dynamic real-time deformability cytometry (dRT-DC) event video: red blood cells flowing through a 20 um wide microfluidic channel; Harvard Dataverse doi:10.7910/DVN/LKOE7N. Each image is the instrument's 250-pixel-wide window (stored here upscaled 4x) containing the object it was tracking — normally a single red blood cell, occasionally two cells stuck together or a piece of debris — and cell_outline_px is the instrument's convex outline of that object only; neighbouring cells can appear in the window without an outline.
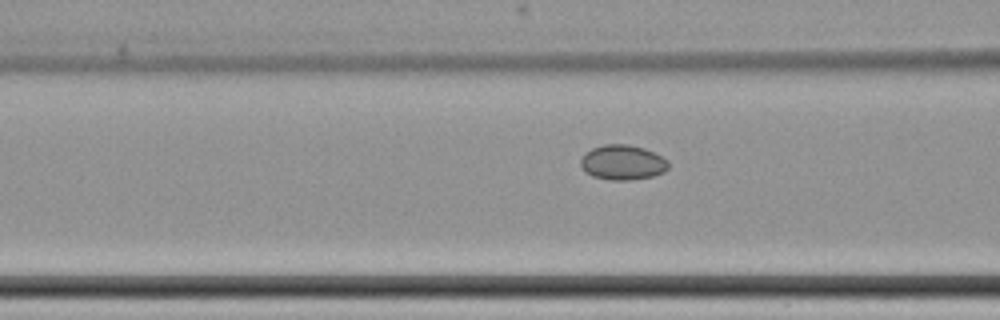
{"species": "common noctule bat (a hibernating species)", "species_latin": "Nyctalus noctula", "temperature_condition": "cold", "stored_images_in_passage": 6, "camera_frame_rate_fps": 3000, "um_per_image_px": 0.085, "animal": {"sex": "female", "body_mass_g": 22.7, "forearm_length_mm": 54.2}, "frame": {"image": 1, "passage_image": 6, "time_ms": 6.667, "image_size_px": [1000, 320], "cell_outline_px": [[668, 168], [664, 172], [652, 176], [628, 180], [608, 180], [592, 176], [584, 172], [580, 164], [580, 160], [584, 152], [592, 148], [604, 144], [628, 144], [644, 148], [668, 160]], "centroid_in_image_um": [52.88, 13.8], "position_along_channel_um": 113.7, "area_um2": 17.98}}